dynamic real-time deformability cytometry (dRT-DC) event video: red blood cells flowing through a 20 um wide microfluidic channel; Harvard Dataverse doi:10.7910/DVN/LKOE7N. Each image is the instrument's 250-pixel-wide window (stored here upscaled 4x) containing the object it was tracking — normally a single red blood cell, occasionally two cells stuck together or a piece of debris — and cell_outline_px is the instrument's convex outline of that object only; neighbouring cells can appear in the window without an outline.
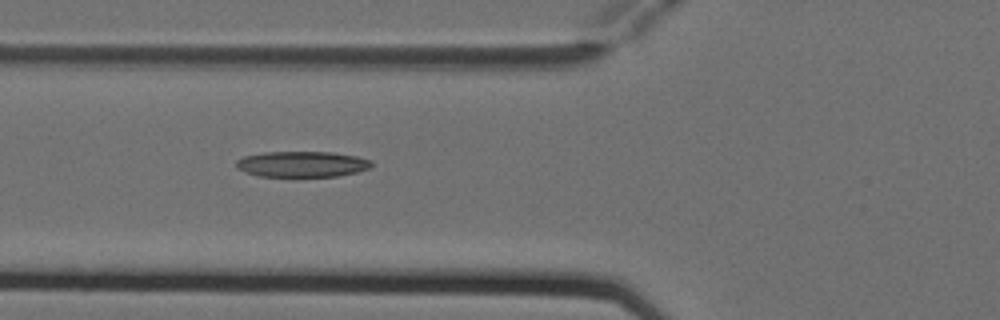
{"species": "Egyptian fruit bat (a non-hibernating species)", "species_latin": "Rousettus aegyptiacus", "temperature_condition": "cold", "stored_images_in_passage": 5, "camera_frame_rate_fps": 3000, "um_per_image_px": 0.085, "animal": {"sex": "female"}, "frame": {"image": 1, "passage_image": 5, "time_ms": 1.333, "image_size_px": [1000, 320], "cell_outline_px": [[372, 164], [368, 168], [356, 172], [336, 176], [260, 176], [236, 168], [236, 160], [244, 156], [264, 152], [332, 152], [356, 156], [372, 160]], "centroid_in_image_um": [25.67, 13.94], "position_along_channel_um": 100.1, "area_um2": 20.11}}